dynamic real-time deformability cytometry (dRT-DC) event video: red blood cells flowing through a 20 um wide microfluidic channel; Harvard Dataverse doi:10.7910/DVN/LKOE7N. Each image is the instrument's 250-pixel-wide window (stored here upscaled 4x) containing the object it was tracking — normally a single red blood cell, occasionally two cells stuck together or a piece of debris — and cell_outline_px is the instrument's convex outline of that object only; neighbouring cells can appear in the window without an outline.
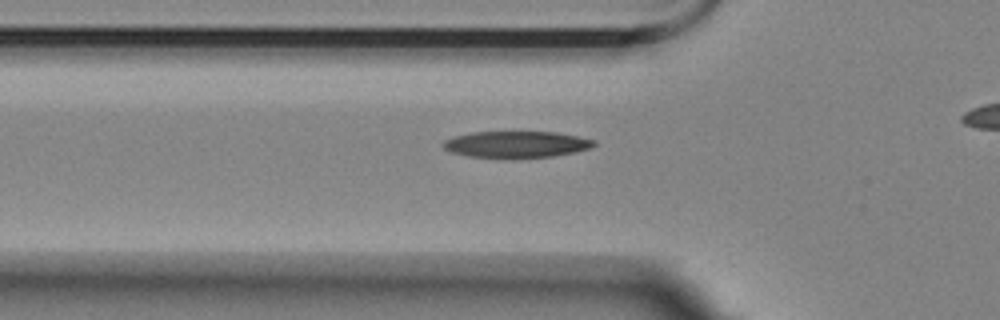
{"species": "Egyptian fruit bat (a non-hibernating species)", "species_latin": "Rousettus aegyptiacus", "temperature_condition": "room temperature", "stored_images_in_passage": 30, "camera_frame_rate_fps": 3000, "um_per_image_px": 0.085, "animal": {"sex": "female"}, "frame": {"image": 1, "passage_image": 2, "time_ms": 0.333, "image_size_px": [1000, 320], "cell_outline_px": [[596, 144], [592, 148], [576, 152], [552, 156], [512, 160], [468, 156], [452, 152], [444, 148], [444, 140], [456, 136], [472, 132], [556, 132], [596, 140]], "centroid_in_image_um": [43.92, 12.3], "position_along_channel_um": 81.9, "area_um2": 23.76}}
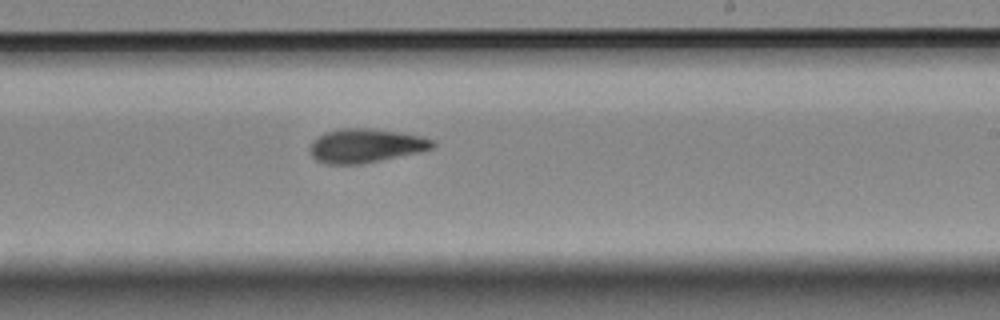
{"frame": {"image": 2, "passage_image": 17, "time_ms": 5.333, "image_size_px": [1000, 320], "cell_outline_px": [[436, 144], [432, 148], [420, 152], [360, 164], [324, 164], [316, 160], [312, 156], [312, 140], [316, 136], [324, 132], [340, 128], [364, 128], [396, 132], [424, 136], [436, 140]], "centroid_in_image_um": [31.09, 12.38], "position_along_channel_um": 257.9, "area_um2": 24.22}}
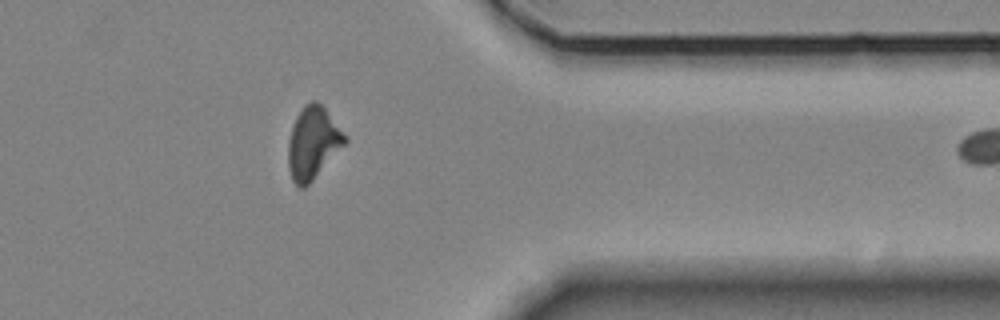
{"frame": {"image": 3, "passage_image": 29, "time_ms": 9.333, "image_size_px": [1000, 320], "cell_outline_px": [[348, 140], [312, 180], [304, 188], [300, 188], [292, 180], [288, 168], [288, 140], [292, 124], [296, 116], [304, 104], [312, 100], [316, 100], [324, 108]], "centroid_in_image_um": [26.54, 12.14], "position_along_channel_um": 384.9, "area_um2": 23.41}}